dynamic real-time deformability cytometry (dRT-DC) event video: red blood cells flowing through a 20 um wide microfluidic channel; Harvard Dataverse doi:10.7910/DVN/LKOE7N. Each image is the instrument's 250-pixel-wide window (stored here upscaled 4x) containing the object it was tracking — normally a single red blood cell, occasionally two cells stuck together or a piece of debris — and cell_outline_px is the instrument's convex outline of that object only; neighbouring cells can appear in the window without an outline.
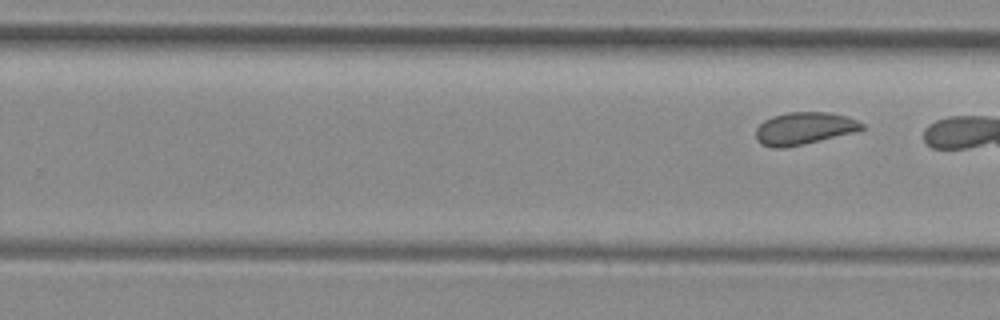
{"species": "common noctule bat (a hibernating species)", "species_latin": "Nyctalus noctula", "temperature_condition": "room temperature", "stored_images_in_passage": 8, "segment_of_instrument_passage": [2, 2], "camera_frame_rate_fps": 3000, "um_per_image_px": 0.085, "animal": {"sex": "female", "body_mass_g": 29.2, "forearm_length_mm": 56.3}, "frame": {"image": 1, "passage_image": 8, "time_ms": 2.333, "image_size_px": [1000, 320], "cell_outline_px": [[864, 128], [856, 132], [804, 144], [784, 148], [772, 148], [760, 144], [756, 140], [756, 128], [764, 120], [772, 116], [784, 112], [828, 112], [844, 116], [856, 120], [864, 124]], "centroid_in_image_um": [68.31, 10.92], "position_along_channel_um": 261.5, "area_um2": 20.11}}